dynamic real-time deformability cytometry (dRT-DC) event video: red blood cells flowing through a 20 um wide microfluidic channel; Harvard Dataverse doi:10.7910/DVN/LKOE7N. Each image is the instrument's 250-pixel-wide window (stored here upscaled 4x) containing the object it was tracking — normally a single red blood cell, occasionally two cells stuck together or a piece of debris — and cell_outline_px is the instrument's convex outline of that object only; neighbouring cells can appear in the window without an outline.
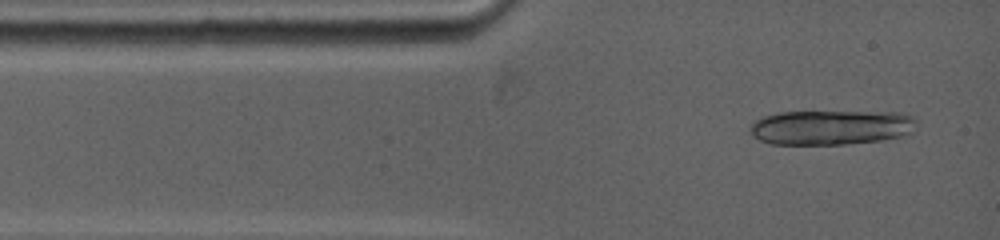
{"species": "common noctule bat (a hibernating species)", "species_latin": "Nyctalus noctula", "temperature_condition": "warm", "stored_images_in_passage": 5, "camera_frame_rate_fps": 5000, "um_per_image_px": 0.085, "animal": {"sex": "female", "body_mass_g": 19.0, "forearm_length_mm": 53.3}, "frame": {"image": 1, "passage_image": 3, "time_ms": 0.4, "image_size_px": [1000, 240], "cell_outline_px": [[916, 120], [912, 132], [900, 136], [880, 140], [844, 144], [772, 144], [760, 140], [752, 136], [748, 128], [756, 120], [764, 116], [780, 112], [900, 112], [912, 116]], "centroid_in_image_um": [70.61, 10.82], "position_along_channel_um": 14.4, "area_um2": 33.58}}